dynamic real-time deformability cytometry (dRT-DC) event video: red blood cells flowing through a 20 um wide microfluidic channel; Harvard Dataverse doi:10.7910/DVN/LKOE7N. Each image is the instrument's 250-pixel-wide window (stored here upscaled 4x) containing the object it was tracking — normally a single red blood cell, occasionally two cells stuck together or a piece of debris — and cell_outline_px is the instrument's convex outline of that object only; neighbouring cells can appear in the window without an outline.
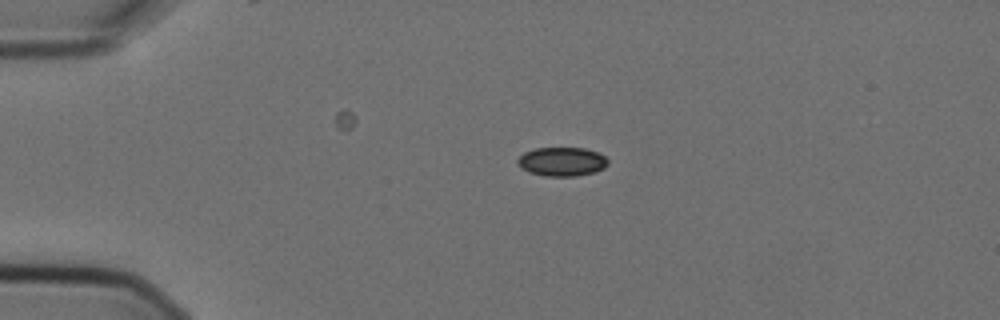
{"species": "Egyptian fruit bat (a non-hibernating species)", "species_latin": "Rousettus aegyptiacus", "temperature_condition": "cold", "stored_images_in_passage": 2, "camera_frame_rate_fps": 3000, "um_per_image_px": 0.085, "animal": {"sex": "female"}, "frame": {"image": 1, "passage_image": 1, "time_ms": 0.0, "image_size_px": [1000, 320], "cell_outline_px": [[608, 164], [604, 168], [596, 172], [576, 176], [544, 176], [528, 172], [520, 168], [516, 164], [516, 160], [524, 152], [536, 148], [584, 148], [600, 152], [608, 160]], "centroid_in_image_um": [47.75, 13.74], "position_along_channel_um": 37.2, "area_um2": 15.49}}